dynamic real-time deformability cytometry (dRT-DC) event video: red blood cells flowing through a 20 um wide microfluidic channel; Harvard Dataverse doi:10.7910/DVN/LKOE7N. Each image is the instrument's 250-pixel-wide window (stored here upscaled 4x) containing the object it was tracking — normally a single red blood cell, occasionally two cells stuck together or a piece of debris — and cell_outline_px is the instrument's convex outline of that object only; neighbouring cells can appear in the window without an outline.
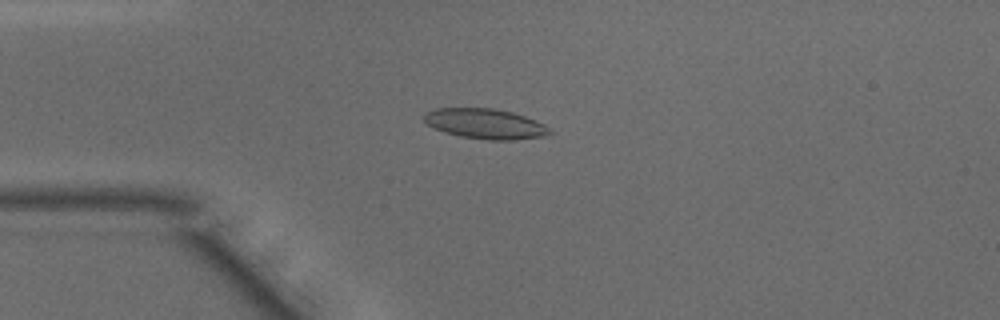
{"species": "common noctule bat (a hibernating species)", "species_latin": "Nyctalus noctula", "temperature_condition": "warm", "stored_images_in_passage": 47, "camera_frame_rate_fps": 3000, "um_per_image_px": 0.085, "animal": {"sex": "male", "body_mass_g": 15.6}, "frame": {"image": 1, "passage_image": 11, "time_ms": 3.333, "image_size_px": [1000, 320], "cell_outline_px": [[556, 132], [544, 136], [512, 140], [488, 140], [460, 136], [444, 132], [428, 124], [424, 120], [424, 112], [436, 108], [492, 108], [512, 112], [536, 120], [544, 124]], "centroid_in_image_um": [41.28, 10.52], "position_along_channel_um": 43.7, "area_um2": 22.14}}
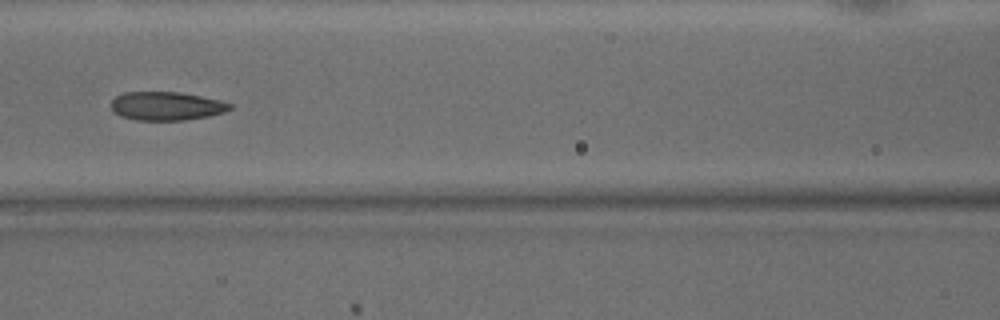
{"frame": {"image": 2, "passage_image": 20, "time_ms": 6.333, "image_size_px": [1000, 320], "cell_outline_px": [[232, 108], [224, 112], [208, 116], [184, 120], [136, 120], [120, 116], [112, 112], [112, 100], [116, 96], [124, 92], [180, 92], [220, 100], [232, 104]], "centroid_in_image_um": [14.13, 9.01], "position_along_channel_um": 152.5, "area_um2": 19.77}}
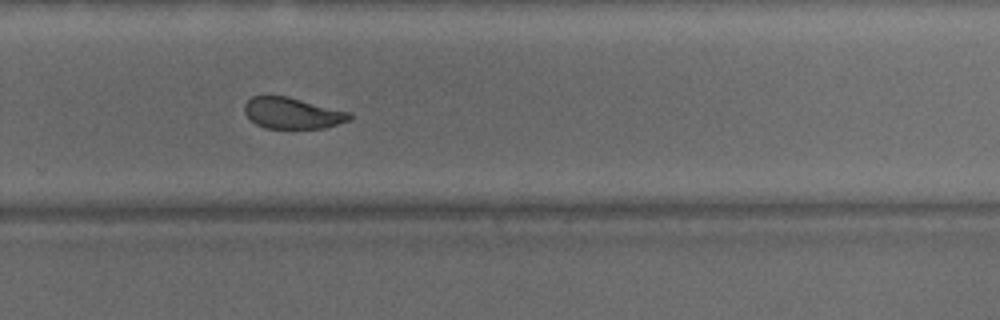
{"frame": {"image": 3, "passage_image": 31, "time_ms": 10.0, "image_size_px": [1000, 320], "cell_outline_px": [[352, 116], [348, 120], [324, 128], [264, 128], [256, 124], [244, 112], [244, 104], [252, 96], [284, 96], [352, 112]], "centroid_in_image_um": [24.84, 9.62], "position_along_channel_um": 305.0, "area_um2": 18.84}, "authors_computed_cell_mechanics": {"area_um2": 20.9814, "velocity_mm_per_s": 4.1766, "shape_relaxation_time_tau1_ms": 5.4121, "shape_relaxation_time_tau2_ms": 0.8425, "deformation_change_tau1": 0.1612, "deformation_change_tau2": 0.0642}}